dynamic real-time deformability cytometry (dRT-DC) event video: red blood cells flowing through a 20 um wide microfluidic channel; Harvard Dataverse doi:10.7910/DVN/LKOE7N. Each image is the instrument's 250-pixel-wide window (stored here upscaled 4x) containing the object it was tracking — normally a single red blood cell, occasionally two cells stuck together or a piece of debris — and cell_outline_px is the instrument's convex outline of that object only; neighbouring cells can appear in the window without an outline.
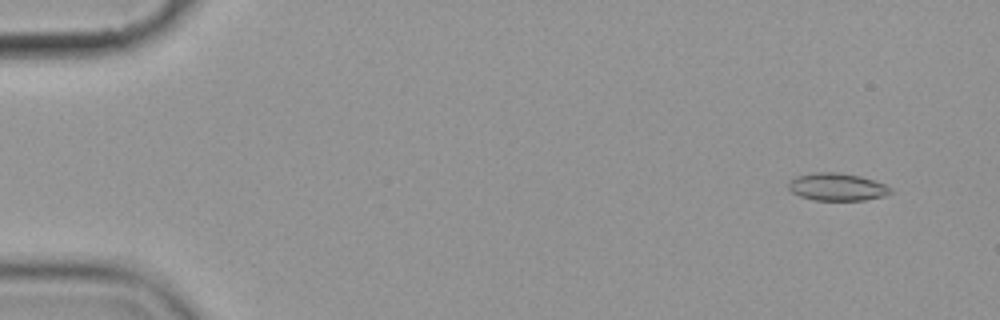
{"species": "common noctule bat (a hibernating species)", "species_latin": "Nyctalus noctula", "temperature_condition": "cold", "stored_images_in_passage": 6, "camera_frame_rate_fps": 3000, "um_per_image_px": 0.085, "animal": {"sex": "female", "body_mass_g": 19.9}, "frame": {"image": 1, "passage_image": 2, "time_ms": 1.0, "image_size_px": [1000, 320], "cell_outline_px": [[892, 192], [884, 196], [864, 200], [812, 200], [800, 196], [792, 192], [788, 188], [788, 184], [796, 176], [812, 172], [840, 172], [860, 176], [884, 184], [892, 188]], "centroid_in_image_um": [71.14, 15.88], "position_along_channel_um": 13.9, "area_um2": 16.42}}